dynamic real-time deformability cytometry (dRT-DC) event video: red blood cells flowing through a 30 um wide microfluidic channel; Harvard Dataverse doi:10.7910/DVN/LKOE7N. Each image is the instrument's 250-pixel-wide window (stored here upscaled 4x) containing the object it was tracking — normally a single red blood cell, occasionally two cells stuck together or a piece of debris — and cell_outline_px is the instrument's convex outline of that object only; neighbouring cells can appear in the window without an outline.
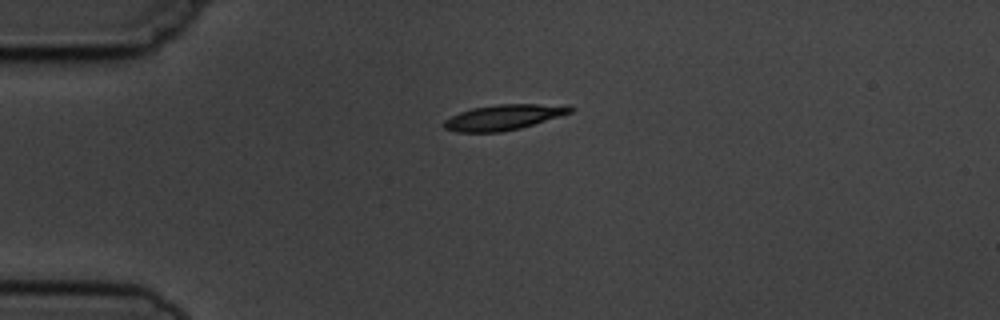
{"species": "common noctule bat (a hibernating species)", "species_latin": "Nyctalus noctula", "temperature_condition": "cold", "stored_images_in_passage": 7, "camera_frame_rate_fps": 3000, "um_per_image_px": 0.085, "animal": {"sex": "male", "body_mass_g": 19.5, "forearm_length_mm": 54.6}, "frame": {"image": 1, "passage_image": 1, "time_ms": 0.0, "image_size_px": [1000, 320], "cell_outline_px": [[576, 108], [572, 112], [560, 116], [520, 128], [500, 132], [456, 132], [444, 128], [444, 120], [460, 112], [472, 108], [496, 104], [568, 104]], "centroid_in_image_um": [42.86, 9.95], "position_along_channel_um": 42.1, "area_um2": 18.79}}
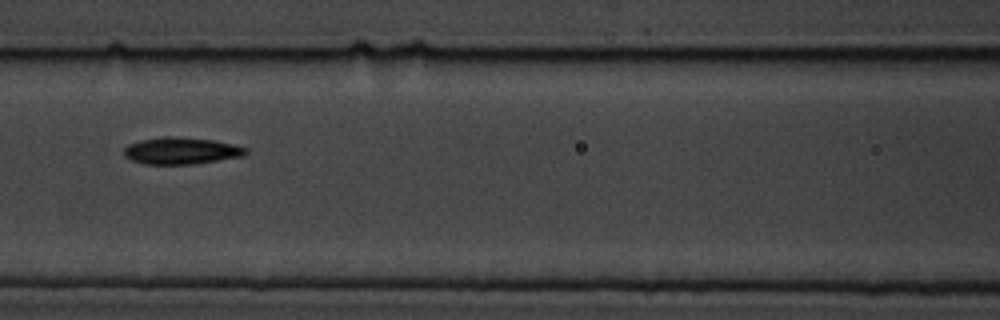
{"frame": {"image": 2, "passage_image": 4, "time_ms": 3.667, "image_size_px": [1000, 320], "cell_outline_px": [[248, 152], [244, 156], [192, 164], [144, 164], [132, 160], [124, 156], [124, 148], [128, 144], [140, 140], [160, 136], [172, 136], [216, 140], [248, 148]], "centroid_in_image_um": [15.4, 12.8], "position_along_channel_um": 151.2, "area_um2": 19.19}}
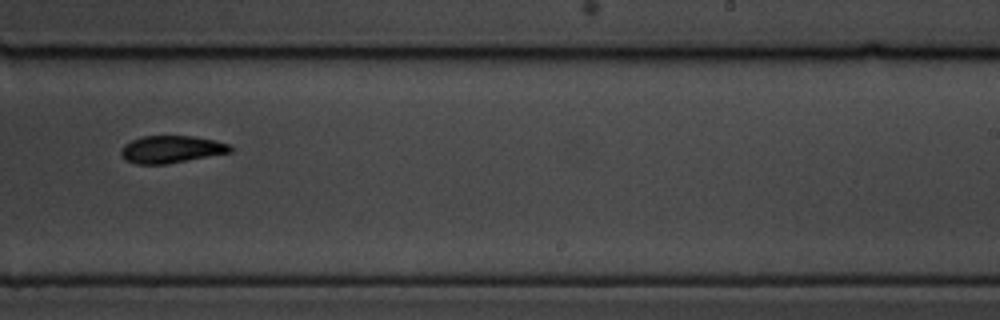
{"frame": {"image": 3, "passage_image": 7, "time_ms": 7.0, "image_size_px": [1000, 320], "cell_outline_px": [[232, 152], [168, 164], [136, 164], [124, 160], [120, 156], [120, 148], [124, 144], [132, 140], [144, 136], [192, 136], [216, 140], [232, 144]], "centroid_in_image_um": [14.56, 12.7], "position_along_channel_um": 274.4, "area_um2": 17.69}}